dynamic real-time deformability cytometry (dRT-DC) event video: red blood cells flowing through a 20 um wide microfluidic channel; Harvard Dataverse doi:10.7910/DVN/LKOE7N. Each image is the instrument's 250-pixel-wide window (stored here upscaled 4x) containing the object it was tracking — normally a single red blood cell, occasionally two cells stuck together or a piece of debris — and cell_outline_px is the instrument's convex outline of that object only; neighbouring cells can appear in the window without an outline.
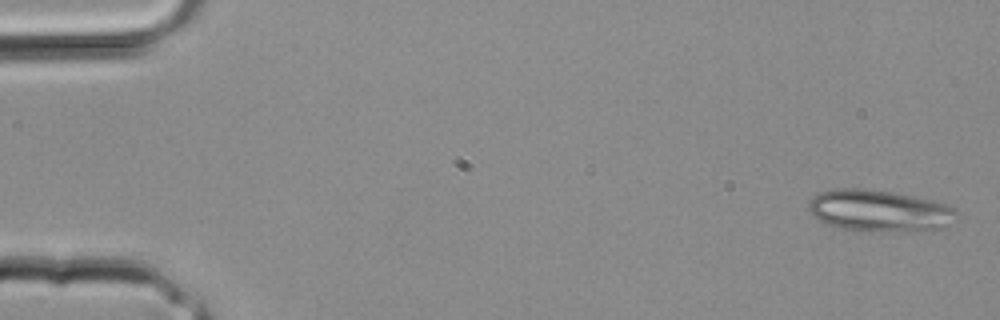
{"species": "common noctule bat (a hibernating species)", "species_latin": "Nyctalus noctula", "temperature_condition": "room temperature", "stored_images_in_passage": 33, "camera_frame_rate_fps": 3000, "um_per_image_px": 0.085, "animal": {"sex": "male", "body_mass_g": 20.4}, "frame": {"image": 1, "passage_image": 1, "time_ms": 0.0, "image_size_px": [1000, 320], "cell_outline_px": [[960, 212], [952, 224], [944, 228], [872, 232], [860, 232], [840, 228], [828, 224], [820, 220], [808, 208], [808, 200], [812, 196], [820, 192], [840, 188], [864, 188], [892, 192], [916, 196], [944, 204], [956, 208]], "centroid_in_image_um": [74.76, 17.91], "position_along_channel_um": 10.2, "area_um2": 36.18}}
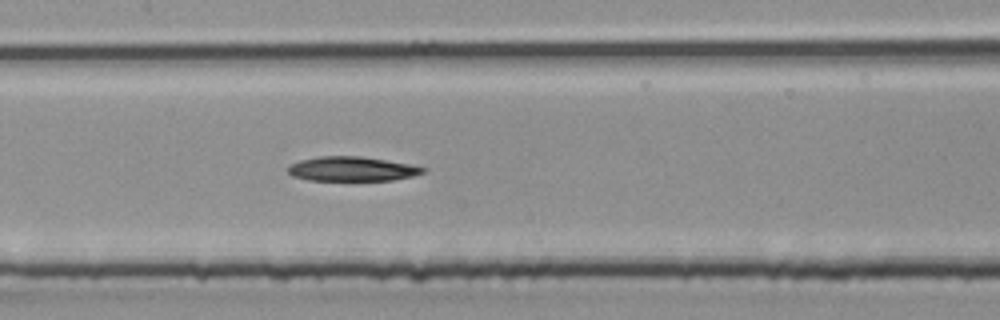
{"frame": {"image": 2, "passage_image": 16, "time_ms": 5.0, "image_size_px": [1000, 320], "cell_outline_px": [[428, 168], [424, 172], [412, 176], [392, 180], [308, 180], [292, 176], [288, 172], [288, 164], [300, 160], [320, 156], [360, 156], [408, 164]], "centroid_in_image_um": [29.87, 14.36], "position_along_channel_um": 177.5, "area_um2": 19.13}}
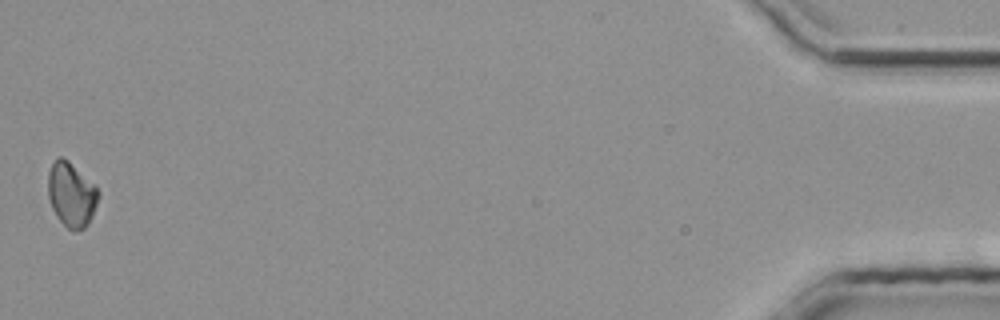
{"frame": {"image": 3, "passage_image": 33, "time_ms": 10.667, "image_size_px": [1000, 320], "cell_outline_px": [[100, 196], [92, 216], [88, 224], [84, 228], [76, 232], [72, 232], [56, 216], [52, 208], [48, 196], [48, 172], [56, 156], [60, 156], [68, 160], [96, 184], [100, 192]], "centroid_in_image_um": [6.09, 16.52], "position_along_channel_um": 429.1, "area_um2": 19.31}}